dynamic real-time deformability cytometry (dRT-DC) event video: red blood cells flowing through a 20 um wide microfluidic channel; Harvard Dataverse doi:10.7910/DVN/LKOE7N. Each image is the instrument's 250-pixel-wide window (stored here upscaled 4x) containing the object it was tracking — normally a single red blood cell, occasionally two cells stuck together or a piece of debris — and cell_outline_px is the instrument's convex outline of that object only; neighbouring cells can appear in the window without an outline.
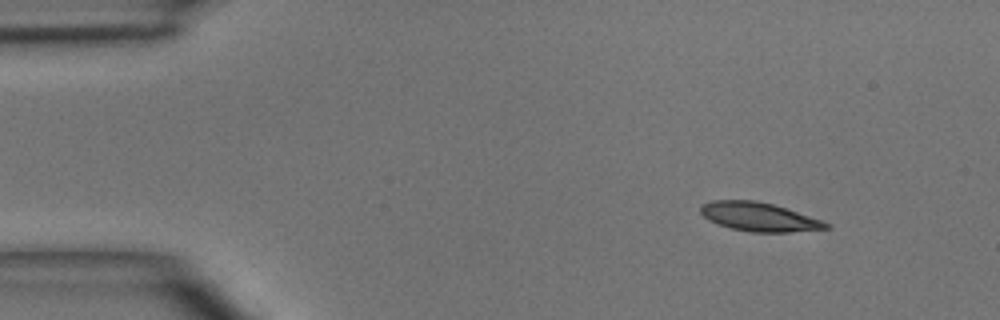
{"species": "common noctule bat (a hibernating species)", "species_latin": "Nyctalus noctula", "temperature_condition": "room temperature", "stored_images_in_passage": 2, "camera_frame_rate_fps": 3000, "um_per_image_px": 0.085, "animal": {"sex": "male", "body_mass_g": 15.6}, "frame": {"image": 1, "passage_image": 1, "time_ms": 0.0, "image_size_px": [1000, 320], "cell_outline_px": [[832, 228], [788, 232], [752, 232], [732, 228], [708, 220], [700, 212], [700, 208], [704, 204], [712, 200], [752, 200], [772, 204], [824, 220], [832, 224]], "centroid_in_image_um": [64.58, 18.44], "position_along_channel_um": 20.4, "area_um2": 20.92}}